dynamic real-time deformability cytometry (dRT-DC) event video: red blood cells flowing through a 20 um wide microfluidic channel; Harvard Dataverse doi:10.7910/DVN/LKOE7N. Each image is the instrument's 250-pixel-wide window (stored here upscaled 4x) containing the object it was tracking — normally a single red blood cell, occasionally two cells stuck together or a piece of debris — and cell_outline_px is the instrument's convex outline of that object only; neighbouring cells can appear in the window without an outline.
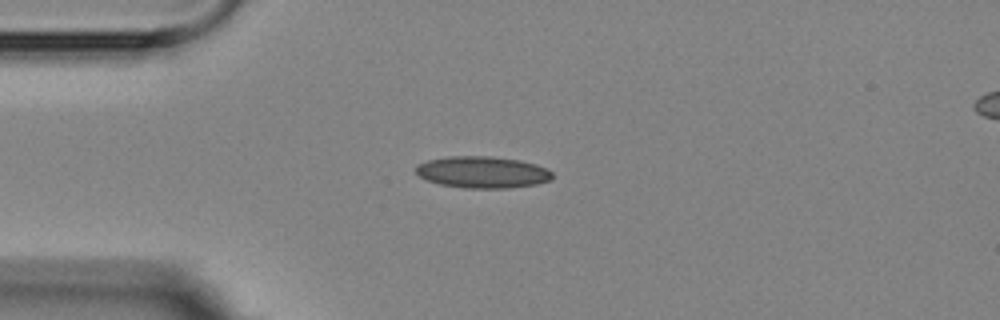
{"species": "Egyptian fruit bat (a non-hibernating species)", "species_latin": "Rousettus aegyptiacus", "temperature_condition": "room temperature", "stored_images_in_passage": 12, "camera_frame_rate_fps": 3000, "um_per_image_px": 0.085, "animal": {"sex": "female"}, "frame": {"image": 1, "passage_image": 1, "time_ms": 0.0, "image_size_px": [1000, 320], "cell_outline_px": [[552, 180], [536, 184], [508, 188], [464, 188], [440, 184], [428, 180], [420, 176], [416, 172], [416, 164], [428, 160], [448, 156], [488, 156], [520, 160], [536, 164], [552, 172]], "centroid_in_image_um": [41.01, 14.63], "position_along_channel_um": 44.0, "area_um2": 25.14}}
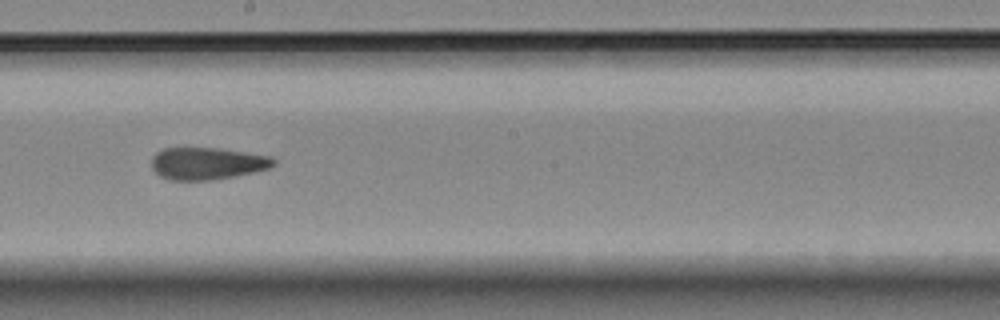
{"frame": {"image": 2, "passage_image": 6, "time_ms": 5.667, "image_size_px": [1000, 320], "cell_outline_px": [[276, 164], [268, 168], [256, 172], [236, 176], [212, 180], [168, 180], [160, 176], [152, 168], [152, 156], [156, 152], [164, 148], [220, 148], [272, 156], [276, 160]], "centroid_in_image_um": [17.63, 13.89], "position_along_channel_um": 230.6, "area_um2": 23.12}}
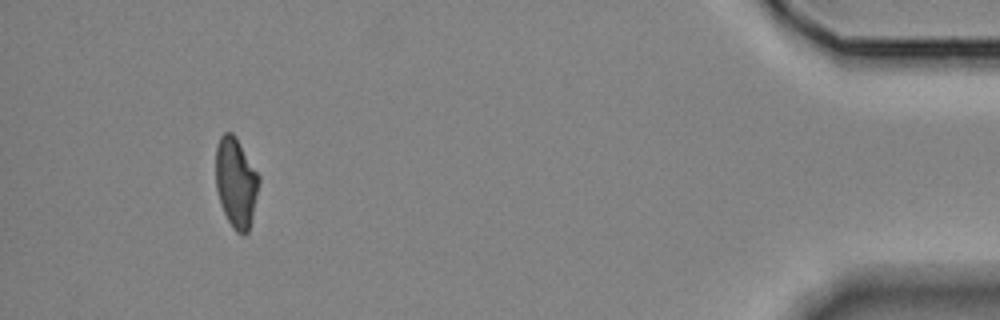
{"frame": {"image": 3, "passage_image": 12, "time_ms": 12.667, "image_size_px": [1000, 320], "cell_outline_px": [[260, 180], [252, 216], [248, 232], [244, 236], [236, 232], [228, 220], [220, 204], [216, 188], [216, 148], [220, 136], [224, 132], [232, 132], [236, 136], [260, 176]], "centroid_in_image_um": [20.05, 15.5], "position_along_channel_um": 415.1, "area_um2": 22.66}, "authors_computed_cell_mechanics": {"area_um2": 23.12, "velocity_mm_per_s": 3.5909, "shape_relaxation_time_tau1_ms": null, "shape_relaxation_time_tau2_ms": 2.1562, "deformation_change_tau1": null, "deformation_change_tau2": 0.0719}}